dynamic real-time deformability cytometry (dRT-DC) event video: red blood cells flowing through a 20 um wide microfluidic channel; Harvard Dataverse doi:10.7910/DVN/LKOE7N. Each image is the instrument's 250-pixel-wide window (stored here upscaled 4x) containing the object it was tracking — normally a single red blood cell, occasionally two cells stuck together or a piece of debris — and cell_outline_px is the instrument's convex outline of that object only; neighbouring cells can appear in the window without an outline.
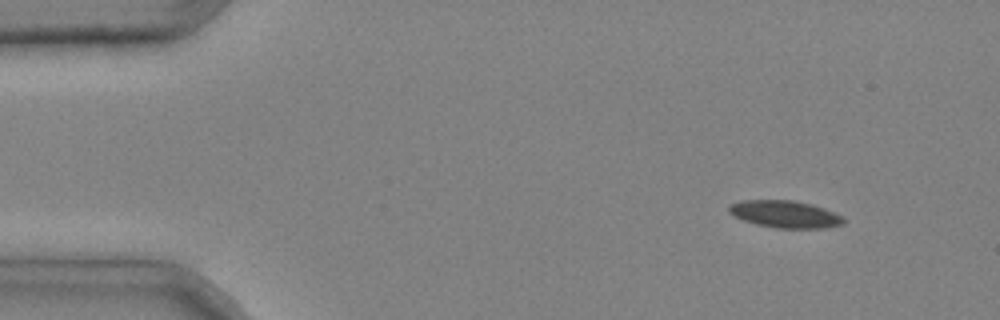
{"species": "common noctule bat (a hibernating species)", "species_latin": "Nyctalus noctula", "temperature_condition": "cold", "stored_images_in_passage": 4, "camera_frame_rate_fps": 3000, "um_per_image_px": 0.085, "animal": {"sex": "male", "body_mass_g": 20.4}, "frame": {"image": 1, "passage_image": 1, "time_ms": 0.0, "image_size_px": [1000, 320], "cell_outline_px": [[844, 224], [824, 228], [776, 228], [756, 224], [744, 220], [728, 212], [728, 208], [732, 204], [740, 200], [792, 200], [812, 204], [824, 208], [840, 216], [844, 220]], "centroid_in_image_um": [66.72, 18.2], "position_along_channel_um": 18.3, "area_um2": 17.98}}
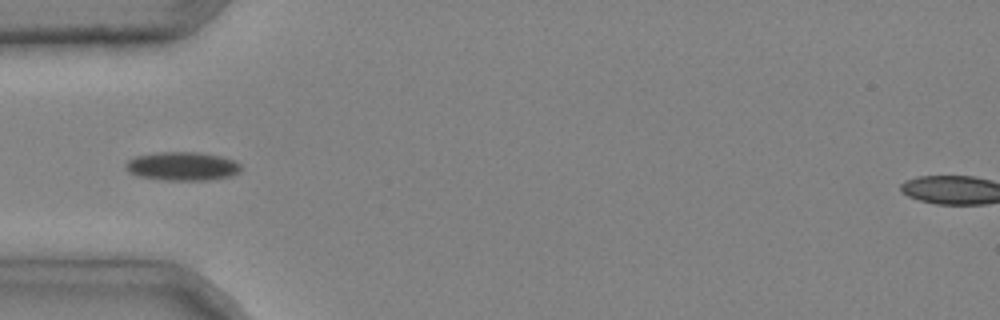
{"frame": {"image": 2, "passage_image": 3, "time_ms": 0.667, "image_size_px": [1000, 320], "cell_outline_px": [[244, 168], [240, 172], [232, 176], [208, 180], [164, 180], [136, 176], [128, 172], [124, 168], [124, 164], [128, 160], [136, 156], [156, 152], [200, 152], [224, 156], [240, 164]], "centroid_in_image_um": [15.5, 14.13], "position_along_channel_um": 69.5, "area_um2": 19.65}}